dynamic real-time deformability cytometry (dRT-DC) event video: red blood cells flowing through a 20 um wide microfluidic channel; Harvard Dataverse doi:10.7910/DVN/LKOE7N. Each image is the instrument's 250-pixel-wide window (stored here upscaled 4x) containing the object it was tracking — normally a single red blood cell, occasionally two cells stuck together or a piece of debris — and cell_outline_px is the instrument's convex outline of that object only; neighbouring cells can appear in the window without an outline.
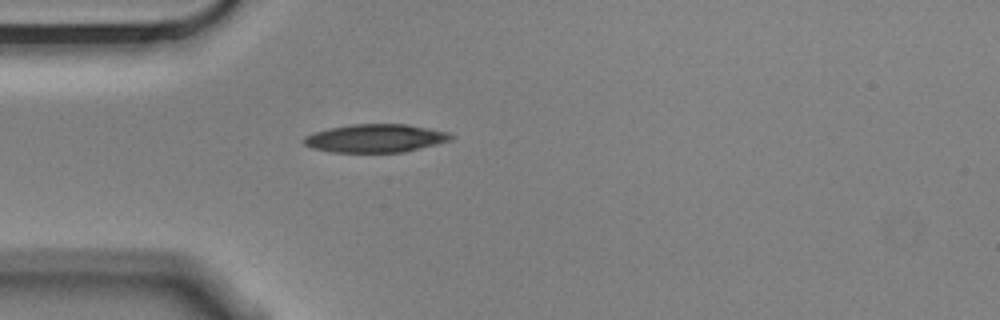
{"species": "Egyptian fruit bat (a non-hibernating species)", "species_latin": "Rousettus aegyptiacus", "temperature_condition": "cold", "stored_images_in_passage": 3, "camera_frame_rate_fps": 3000, "um_per_image_px": 0.085, "animal": {"sex": "male"}, "frame": {"image": 1, "passage_image": 3, "time_ms": 0.667, "image_size_px": [1000, 320], "cell_outline_px": [[456, 136], [452, 140], [404, 152], [332, 152], [312, 148], [304, 144], [300, 140], [304, 136], [312, 132], [328, 128], [352, 124], [408, 124], [448, 132]], "centroid_in_image_um": [31.89, 11.75], "position_along_channel_um": 53.1, "area_um2": 24.39}}